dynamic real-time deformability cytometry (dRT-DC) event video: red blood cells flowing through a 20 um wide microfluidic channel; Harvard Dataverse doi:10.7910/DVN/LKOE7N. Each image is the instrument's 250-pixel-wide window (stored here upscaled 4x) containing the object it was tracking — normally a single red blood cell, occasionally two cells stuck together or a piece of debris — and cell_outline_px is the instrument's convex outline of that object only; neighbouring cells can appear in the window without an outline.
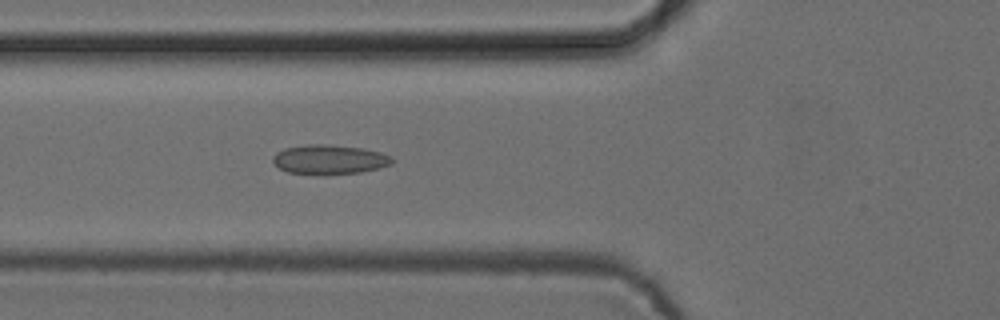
{"species": "common noctule bat (a hibernating species)", "species_latin": "Nyctalus noctula", "temperature_condition": "cold", "stored_images_in_passage": 27, "camera_frame_rate_fps": 3000, "um_per_image_px": 0.085, "animal": {"sex": "female", "body_mass_g": 24.6, "forearm_length_mm": 56.2}, "frame": {"image": 1, "passage_image": 20, "time_ms": 6.333, "image_size_px": [1000, 320], "cell_outline_px": [[392, 164], [380, 168], [360, 172], [288, 172], [280, 168], [272, 160], [272, 156], [276, 152], [284, 148], [308, 144], [324, 144], [360, 148], [380, 152], [388, 156], [392, 160]], "centroid_in_image_um": [27.98, 13.51], "position_along_channel_um": 97.8, "area_um2": 19.54}}
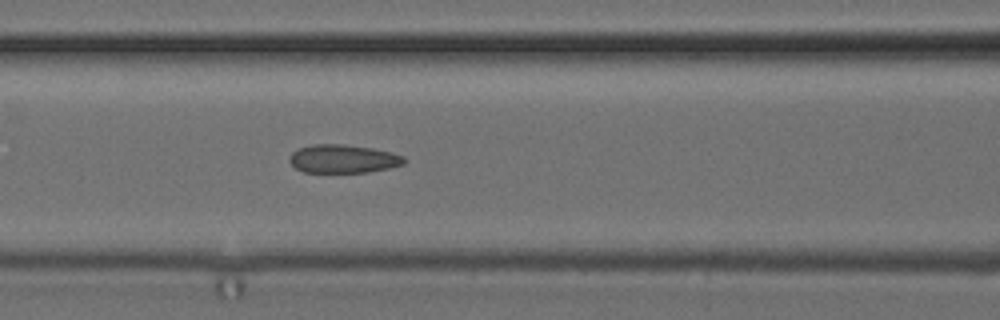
{"frame": {"image": 2, "passage_image": 23, "time_ms": 7.333, "image_size_px": [1000, 320], "cell_outline_px": [[408, 160], [404, 164], [388, 168], [368, 172], [304, 172], [296, 168], [288, 160], [288, 156], [292, 152], [300, 148], [312, 144], [344, 144], [372, 148], [404, 156]], "centroid_in_image_um": [29.16, 13.5], "position_along_channel_um": 137.4, "area_um2": 18.96}}
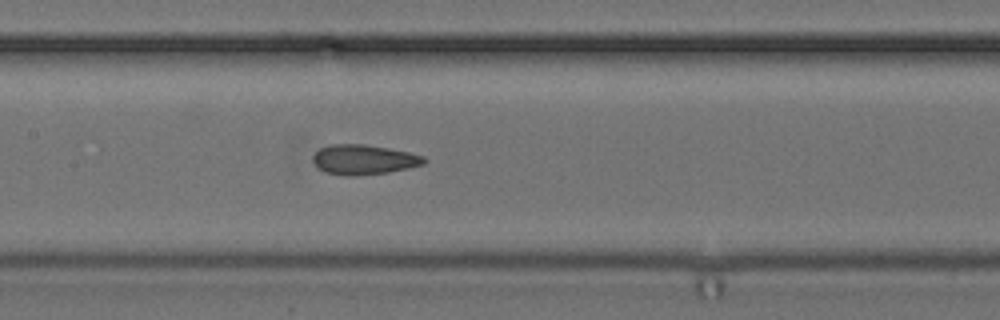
{"frame": {"image": 3, "passage_image": 26, "time_ms": 8.333, "image_size_px": [1000, 320], "cell_outline_px": [[428, 160], [424, 164], [408, 168], [388, 172], [352, 176], [344, 176], [328, 172], [320, 168], [312, 160], [312, 156], [320, 148], [328, 144], [364, 144], [388, 148], [408, 152], [424, 156]], "centroid_in_image_um": [30.93, 13.56], "position_along_channel_um": 176.5, "area_um2": 19.25}}